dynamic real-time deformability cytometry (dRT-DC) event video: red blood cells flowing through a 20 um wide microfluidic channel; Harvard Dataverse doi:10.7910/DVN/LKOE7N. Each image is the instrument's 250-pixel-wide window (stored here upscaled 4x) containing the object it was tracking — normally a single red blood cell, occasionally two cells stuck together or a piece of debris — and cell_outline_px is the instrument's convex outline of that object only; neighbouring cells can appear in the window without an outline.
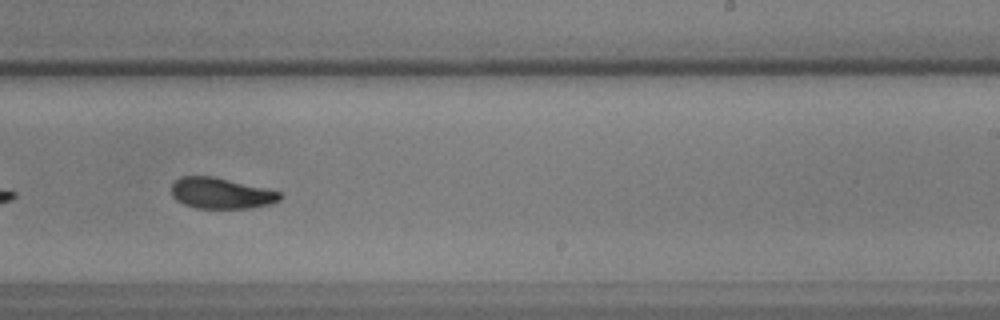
{"species": "common noctule bat (a hibernating species)", "species_latin": "Nyctalus noctula", "temperature_condition": "warm", "stored_images_in_passage": 42, "camera_frame_rate_fps": 3000, "um_per_image_px": 0.085, "animal": {"sex": "male", "body_mass_g": 17.9, "forearm_length_mm": 54.2}, "frame": {"image": 1, "passage_image": 19, "time_ms": 6.0, "image_size_px": [1000, 320], "cell_outline_px": [[284, 196], [280, 200], [268, 204], [252, 208], [196, 208], [184, 204], [176, 200], [172, 196], [172, 184], [180, 176], [212, 176], [280, 192]], "centroid_in_image_um": [18.77, 16.43], "position_along_channel_um": 270.2, "area_um2": 19.36}}